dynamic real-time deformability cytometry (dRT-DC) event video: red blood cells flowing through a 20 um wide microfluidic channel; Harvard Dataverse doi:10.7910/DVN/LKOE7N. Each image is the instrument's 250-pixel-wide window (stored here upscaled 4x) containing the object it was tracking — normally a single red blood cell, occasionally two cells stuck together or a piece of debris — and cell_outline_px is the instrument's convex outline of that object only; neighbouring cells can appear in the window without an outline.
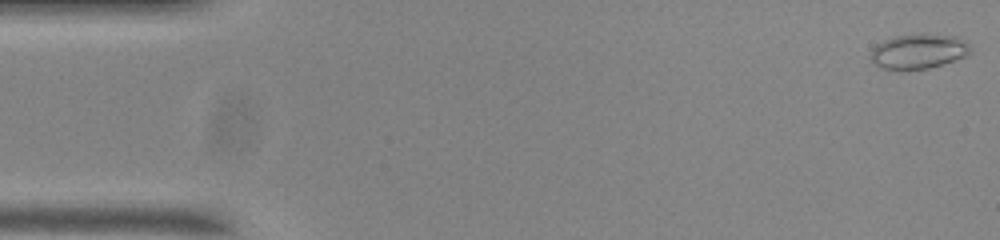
{"species": "common noctule bat (a hibernating species)", "species_latin": "Nyctalus noctula", "temperature_condition": "room temperature", "stored_images_in_passage": 54, "camera_frame_rate_fps": 3000, "um_per_image_px": 0.085, "animal": {"sex": "male", "body_mass_g": 20.0, "forearm_length_mm": 53.3}, "frame": {"image": 1, "passage_image": 1, "time_ms": 0.0, "image_size_px": [1000, 240], "cell_outline_px": [[972, 52], [964, 56], [928, 68], [908, 72], [884, 68], [872, 64], [868, 56], [872, 48], [876, 44], [884, 40], [896, 36], [920, 32], [924, 32], [956, 36], [968, 44], [972, 48]], "centroid_in_image_um": [78.01, 4.36], "position_along_channel_um": 7.0, "area_um2": 20.92}}
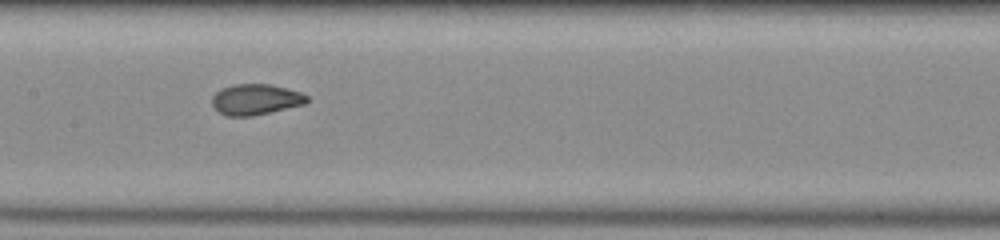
{"frame": {"image": 2, "passage_image": 26, "time_ms": 8.333, "image_size_px": [1000, 240], "cell_outline_px": [[308, 100], [304, 104], [252, 116], [228, 116], [220, 112], [212, 104], [212, 96], [220, 88], [232, 84], [272, 84], [300, 92], [308, 96]], "centroid_in_image_um": [21.71, 8.44], "position_along_channel_um": 185.7, "area_um2": 16.94}}
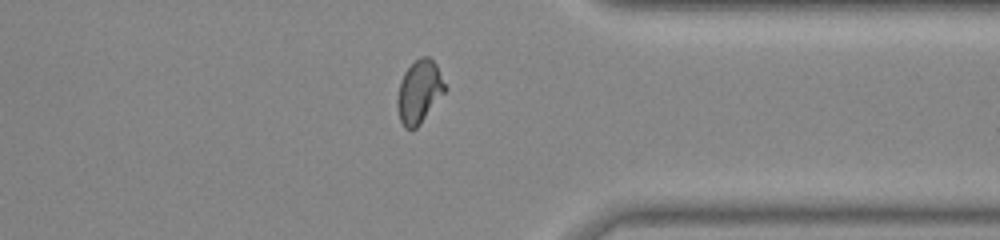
{"frame": {"image": 3, "passage_image": 42, "time_ms": 13.667, "image_size_px": [1000, 240], "cell_outline_px": [[448, 88], [420, 124], [416, 128], [404, 128], [400, 120], [396, 104], [396, 100], [400, 84], [404, 72], [420, 56], [428, 56], [436, 64]], "centroid_in_image_um": [35.64, 7.79], "position_along_channel_um": 375.8, "area_um2": 17.4}, "authors_computed_cell_mechanics": {"area_um2": 17.7157, "velocity_mm_per_s": 3.7168, "shape_relaxation_time_tau1_ms": null, "shape_relaxation_time_tau2_ms": 1.0918, "deformation_change_tau1": null, "deformation_change_tau2": 0.0456}}